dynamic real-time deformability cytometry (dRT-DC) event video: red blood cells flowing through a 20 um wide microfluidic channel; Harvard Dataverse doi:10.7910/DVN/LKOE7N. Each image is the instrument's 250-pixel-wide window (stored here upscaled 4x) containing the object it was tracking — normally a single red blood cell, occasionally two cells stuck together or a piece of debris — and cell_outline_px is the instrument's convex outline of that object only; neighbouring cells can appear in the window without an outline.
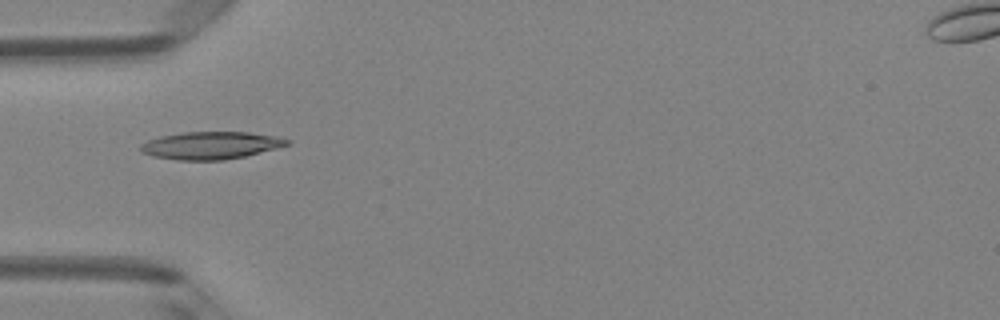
{"species": "Egyptian fruit bat (a non-hibernating species)", "species_latin": "Rousettus aegyptiacus", "temperature_condition": "room temperature", "stored_images_in_passage": 5, "camera_frame_rate_fps": 3000, "um_per_image_px": 0.085, "animal": {"sex": "female"}, "frame": {"image": 1, "passage_image": 5, "time_ms": 1.333, "image_size_px": [1000, 320], "cell_outline_px": [[292, 144], [244, 156], [224, 160], [176, 160], [156, 156], [144, 152], [140, 148], [140, 144], [148, 140], [160, 136], [184, 132], [248, 132], [276, 136], [292, 140]], "centroid_in_image_um": [17.96, 12.35], "position_along_channel_um": 67.0, "area_um2": 23.35}}